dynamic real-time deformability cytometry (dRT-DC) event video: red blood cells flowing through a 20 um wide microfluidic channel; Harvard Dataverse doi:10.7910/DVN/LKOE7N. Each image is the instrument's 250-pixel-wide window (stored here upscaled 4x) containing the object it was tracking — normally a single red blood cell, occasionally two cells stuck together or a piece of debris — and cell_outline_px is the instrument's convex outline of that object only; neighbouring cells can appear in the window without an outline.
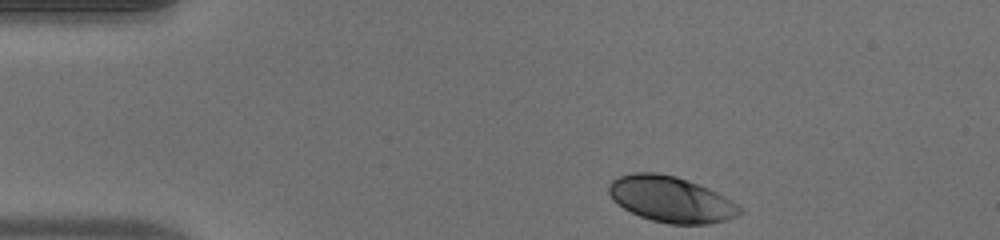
{"species": "human", "species_latin": "Homo sapiens", "temperature_condition": "warm", "stored_images_in_passage": 39, "camera_frame_rate_fps": 3000, "um_per_image_px": 0.085, "donor": {"sex": "male"}, "frame": {"image": 1, "passage_image": 1, "time_ms": 0.0, "image_size_px": [1000, 240], "cell_outline_px": [[744, 212], [736, 216], [724, 220], [708, 224], [668, 224], [652, 220], [640, 216], [624, 208], [612, 200], [608, 192], [608, 184], [612, 180], [620, 176], [632, 172], [656, 172], [676, 176], [708, 188], [724, 196], [736, 204]], "centroid_in_image_um": [57.0, 16.93], "position_along_channel_um": 28.0, "area_um2": 34.85}}
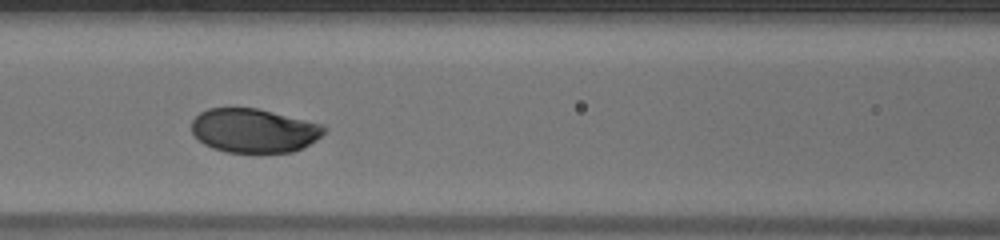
{"frame": {"image": 2, "passage_image": 15, "time_ms": 4.667, "image_size_px": [1000, 240], "cell_outline_px": [[324, 132], [316, 140], [292, 152], [224, 152], [212, 148], [204, 144], [192, 132], [192, 120], [200, 112], [208, 108], [256, 108], [320, 124], [324, 128]], "centroid_in_image_um": [21.53, 11.1], "position_along_channel_um": 145.1, "area_um2": 33.47}}
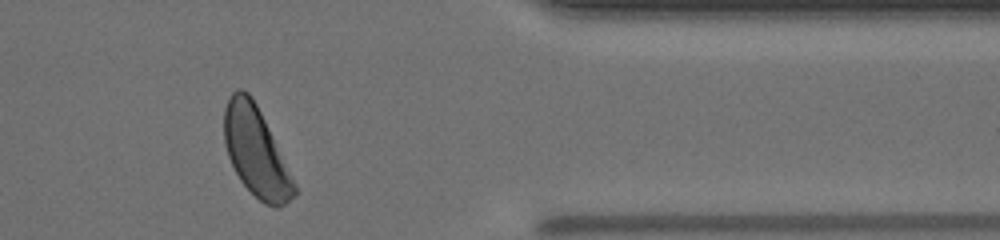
{"frame": {"image": 3, "passage_image": 35, "time_ms": 11.333, "image_size_px": [1000, 240], "cell_outline_px": [[296, 196], [284, 204], [276, 208], [264, 204], [240, 180], [228, 156], [224, 144], [224, 108], [228, 96], [236, 88], [240, 88], [248, 92], [252, 96], [296, 184]], "centroid_in_image_um": [21.73, 12.88], "position_along_channel_um": 389.7, "area_um2": 36.07}, "authors_computed_cell_mechanics": {"area_um2": 35.0268, "velocity_mm_per_s": 3.9598, "shape_relaxation_time_tau1_ms": 2.006, "shape_relaxation_time_tau2_ms": null, "deformation_change_tau1": 0.1362, "deformation_change_tau2": null}}